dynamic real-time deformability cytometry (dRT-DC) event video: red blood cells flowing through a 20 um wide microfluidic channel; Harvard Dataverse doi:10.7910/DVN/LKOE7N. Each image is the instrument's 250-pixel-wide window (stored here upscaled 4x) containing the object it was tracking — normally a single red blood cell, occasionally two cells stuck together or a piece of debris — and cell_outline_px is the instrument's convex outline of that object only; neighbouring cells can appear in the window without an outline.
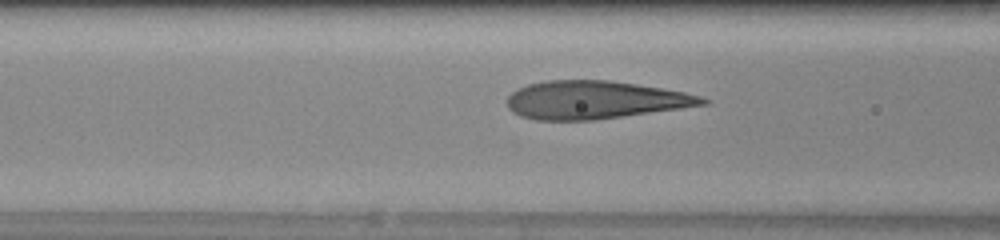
{"species": "human", "species_latin": "Homo sapiens", "temperature_condition": "warm", "stored_images_in_passage": 17, "camera_frame_rate_fps": 3000, "um_per_image_px": 0.085, "donor": {"sex": "female"}, "frame": {"image": 1, "passage_image": 6, "time_ms": 1.667, "image_size_px": [1000, 240], "cell_outline_px": [[712, 100], [708, 104], [596, 120], [536, 120], [520, 116], [512, 112], [508, 108], [508, 96], [516, 88], [528, 84], [548, 80], [608, 80], [636, 84], [684, 92], [700, 96]], "centroid_in_image_um": [50.54, 8.5], "position_along_channel_um": 116.1, "area_um2": 43.23}}
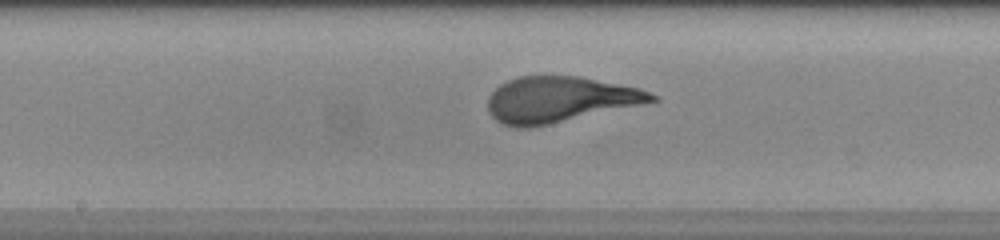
{"frame": {"image": 2, "passage_image": 12, "time_ms": 3.667, "image_size_px": [1000, 240], "cell_outline_px": [[660, 100], [548, 124], [528, 128], [516, 128], [504, 124], [496, 120], [488, 112], [488, 96], [500, 84], [508, 80], [520, 76], [576, 76], [640, 88], [660, 96]], "centroid_in_image_um": [47.55, 8.45], "position_along_channel_um": 200.7, "area_um2": 43.35}}
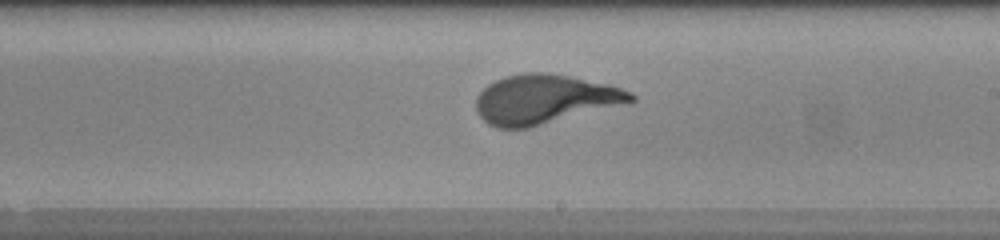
{"frame": {"image": 3, "passage_image": 15, "time_ms": 4.667, "image_size_px": [1000, 240], "cell_outline_px": [[636, 100], [628, 104], [528, 128], [496, 128], [488, 124], [476, 112], [476, 96], [488, 84], [504, 76], [524, 72], [548, 72], [608, 84], [632, 92], [636, 96]], "centroid_in_image_um": [46.3, 8.44], "position_along_channel_um": 242.7, "area_um2": 44.8}}